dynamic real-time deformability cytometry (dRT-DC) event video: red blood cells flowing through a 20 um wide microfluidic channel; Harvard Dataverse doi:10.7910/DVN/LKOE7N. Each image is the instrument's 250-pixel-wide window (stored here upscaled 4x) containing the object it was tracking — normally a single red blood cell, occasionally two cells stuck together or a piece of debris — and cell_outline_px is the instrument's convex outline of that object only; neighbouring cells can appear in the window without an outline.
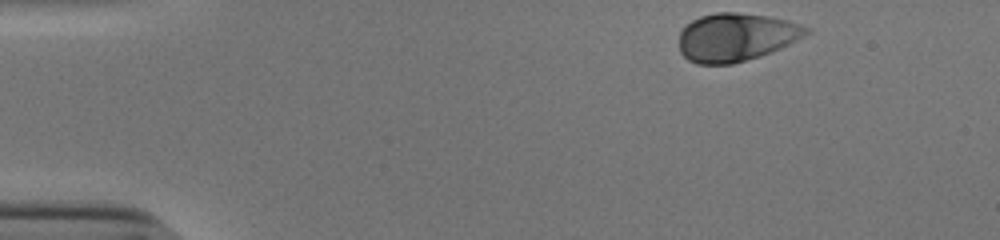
{"species": "human", "species_latin": "Homo sapiens", "temperature_condition": "cold", "stored_images_in_passage": 38, "camera_frame_rate_fps": 3000, "um_per_image_px": 0.085, "donor": {"sex": "male"}, "frame": {"image": 1, "passage_image": 1, "time_ms": 0.0, "image_size_px": [1000, 240], "cell_outline_px": [[812, 32], [780, 48], [760, 56], [732, 64], [696, 64], [688, 60], [680, 52], [680, 32], [692, 20], [700, 16], [716, 12], [736, 12], [764, 16], [788, 20], [812, 28]], "centroid_in_image_um": [62.58, 3.16], "position_along_channel_um": 22.4, "area_um2": 35.6}}
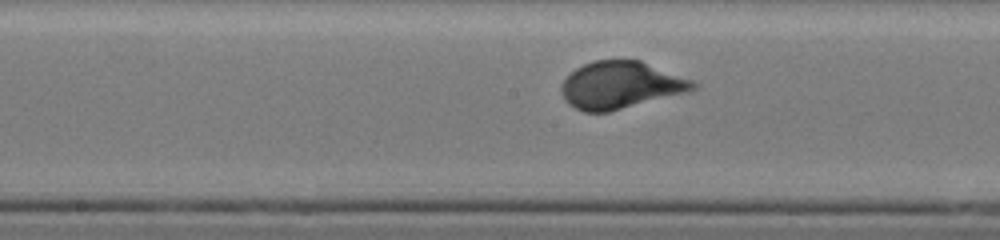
{"frame": {"image": 2, "passage_image": 22, "time_ms": 7.0, "image_size_px": [1000, 240], "cell_outline_px": [[696, 88], [688, 92], [608, 112], [584, 112], [568, 104], [564, 100], [560, 92], [560, 84], [576, 68], [584, 64], [596, 60], [640, 60], [692, 80], [696, 84]], "centroid_in_image_um": [52.72, 7.24], "position_along_channel_um": 195.5, "area_um2": 36.07}}
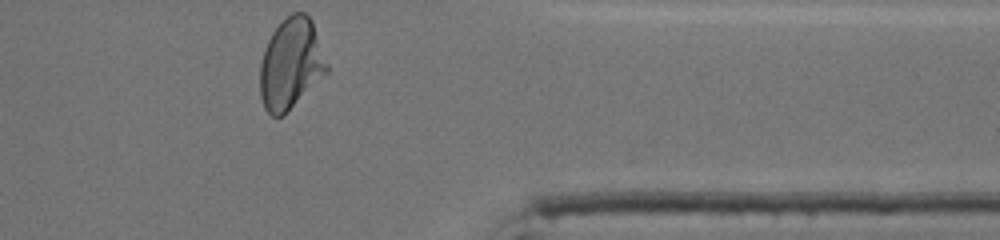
{"frame": {"image": 3, "passage_image": 38, "time_ms": 12.333, "image_size_px": [1000, 240], "cell_outline_px": [[328, 72], [284, 116], [272, 116], [264, 108], [260, 96], [260, 64], [264, 48], [272, 32], [284, 16], [292, 12], [304, 12], [312, 20], [328, 64]], "centroid_in_image_um": [24.72, 5.42], "position_along_channel_um": 386.7, "area_um2": 35.72}, "authors_computed_cell_mechanics": {"area_um2": 35.3447, "velocity_mm_per_s": 3.8138, "shape_relaxation_time_tau1_ms": 2.5397, "shape_relaxation_time_tau2_ms": null, "deformation_change_tau1": 0.1429, "deformation_change_tau2": null}}